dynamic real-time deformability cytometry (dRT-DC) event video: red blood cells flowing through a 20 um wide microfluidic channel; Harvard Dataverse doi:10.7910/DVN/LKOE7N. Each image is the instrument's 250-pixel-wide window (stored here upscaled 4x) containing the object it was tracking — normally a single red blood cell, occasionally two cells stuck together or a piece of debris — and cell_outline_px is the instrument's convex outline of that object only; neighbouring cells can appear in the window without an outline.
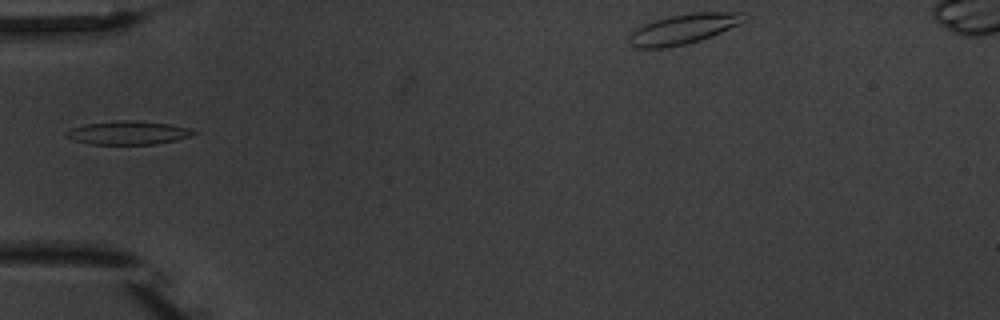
{"species": "common noctule bat (a hibernating species)", "species_latin": "Nyctalus noctula", "temperature_condition": "warm", "stored_images_in_passage": 2, "camera_frame_rate_fps": 3000, "um_per_image_px": 0.085, "animal": {"sex": "male", "body_mass_g": 20.1, "forearm_length_mm": 53.5}, "frame": {"image": 1, "passage_image": 1, "time_ms": 0.0, "image_size_px": [1000, 320], "cell_outline_px": [[200, 132], [176, 140], [156, 144], [88, 144], [64, 136], [64, 132], [72, 128], [88, 124], [116, 120], [132, 120], [168, 124], [188, 128]], "centroid_in_image_um": [10.88, 11.29], "position_along_channel_um": 74.1, "area_um2": 17.28}}